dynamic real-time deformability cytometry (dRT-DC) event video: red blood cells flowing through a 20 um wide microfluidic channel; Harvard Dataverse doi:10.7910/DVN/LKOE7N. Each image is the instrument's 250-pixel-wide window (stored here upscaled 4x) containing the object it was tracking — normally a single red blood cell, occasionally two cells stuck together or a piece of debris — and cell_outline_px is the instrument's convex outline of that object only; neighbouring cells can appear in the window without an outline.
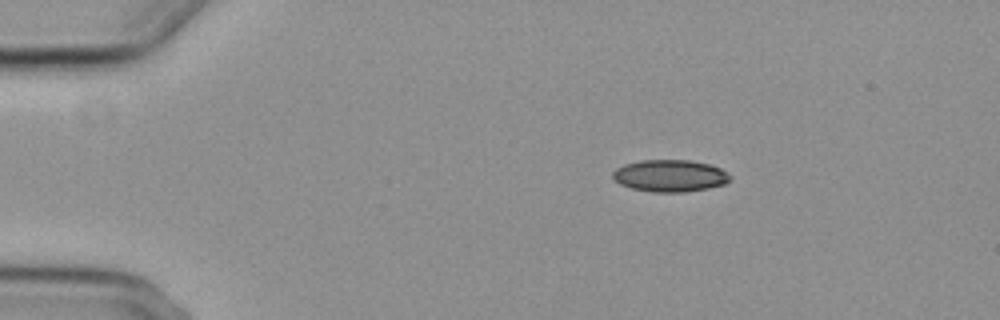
{"species": "common noctule bat (a hibernating species)", "species_latin": "Nyctalus noctula", "temperature_condition": "cold", "stored_images_in_passage": 6, "camera_frame_rate_fps": 3000, "um_per_image_px": 0.085, "animal": {"sex": "female", "body_mass_g": 29.2, "forearm_length_mm": 56.3}, "frame": {"image": 1, "passage_image": 3, "time_ms": 2.333, "image_size_px": [1000, 320], "cell_outline_px": [[732, 180], [724, 184], [708, 188], [684, 192], [652, 192], [632, 188], [620, 184], [612, 180], [612, 172], [616, 168], [624, 164], [640, 160], [688, 160], [708, 164], [720, 168], [728, 172], [732, 176]], "centroid_in_image_um": [56.94, 14.94], "position_along_channel_um": 28.1, "area_um2": 22.08}}